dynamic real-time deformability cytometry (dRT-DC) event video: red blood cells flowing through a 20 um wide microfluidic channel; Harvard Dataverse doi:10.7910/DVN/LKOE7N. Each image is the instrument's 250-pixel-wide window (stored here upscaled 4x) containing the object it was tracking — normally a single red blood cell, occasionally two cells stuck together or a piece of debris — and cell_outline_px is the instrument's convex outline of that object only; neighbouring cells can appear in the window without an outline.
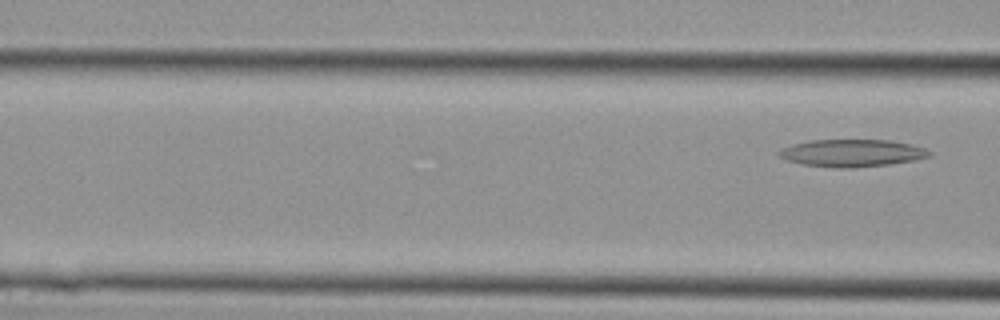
{"species": "Egyptian fruit bat (a non-hibernating species)", "species_latin": "Rousettus aegyptiacus", "temperature_condition": "cold", "stored_images_in_passage": 6, "camera_frame_rate_fps": 3000, "um_per_image_px": 0.085, "animal": {"sex": "female"}, "frame": {"image": 1, "passage_image": 6, "time_ms": 1.667, "image_size_px": [1000, 320], "cell_outline_px": [[932, 156], [912, 160], [888, 164], [856, 168], [836, 168], [804, 164], [788, 160], [780, 156], [776, 152], [792, 144], [808, 140], [888, 140], [908, 144], [924, 148], [932, 152]], "centroid_in_image_um": [72.41, 13.01], "position_along_channel_um": 94.2, "area_um2": 23.76}}